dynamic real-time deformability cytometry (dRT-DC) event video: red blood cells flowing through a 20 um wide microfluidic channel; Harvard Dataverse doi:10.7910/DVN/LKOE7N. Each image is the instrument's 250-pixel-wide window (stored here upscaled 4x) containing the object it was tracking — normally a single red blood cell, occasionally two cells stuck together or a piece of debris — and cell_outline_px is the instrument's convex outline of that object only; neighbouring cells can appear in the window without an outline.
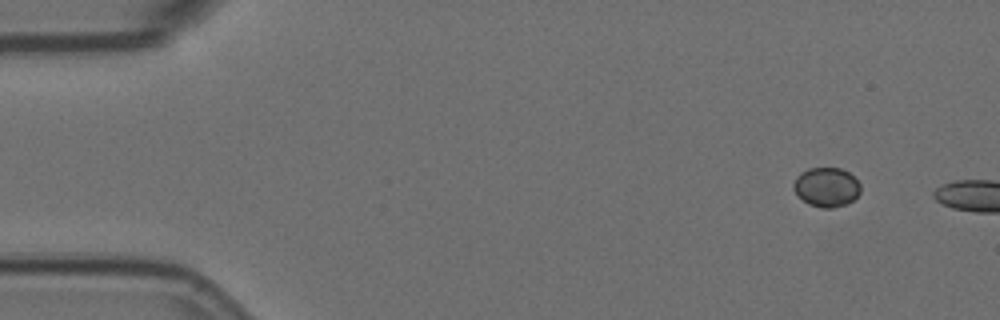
{"species": "Egyptian fruit bat (a non-hibernating species)", "species_latin": "Rousettus aegyptiacus", "temperature_condition": "room temperature", "stored_images_in_passage": 4, "camera_frame_rate_fps": 3000, "um_per_image_px": 0.085, "animal": {"sex": "female"}, "frame": {"image": 1, "passage_image": 1, "time_ms": 0.0, "image_size_px": [1000, 320], "cell_outline_px": [[860, 192], [852, 200], [844, 204], [832, 208], [820, 208], [808, 204], [792, 188], [792, 184], [796, 176], [800, 172], [808, 168], [840, 168], [848, 172], [860, 184]], "centroid_in_image_um": [70.21, 15.89], "position_along_channel_um": 14.8, "area_um2": 15.26}}